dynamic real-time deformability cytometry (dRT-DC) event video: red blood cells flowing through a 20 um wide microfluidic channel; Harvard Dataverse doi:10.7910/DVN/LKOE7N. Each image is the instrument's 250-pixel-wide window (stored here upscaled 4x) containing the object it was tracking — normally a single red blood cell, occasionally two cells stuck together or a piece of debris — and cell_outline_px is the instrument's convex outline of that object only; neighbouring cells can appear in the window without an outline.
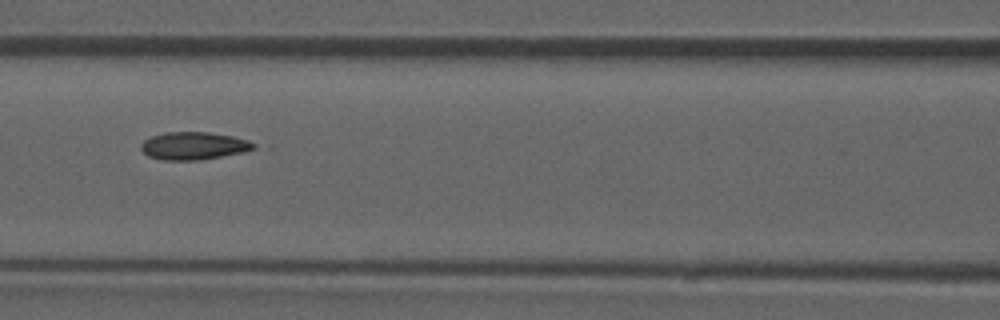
{"species": "common noctule bat (a hibernating species)", "species_latin": "Nyctalus noctula", "temperature_condition": "room temperature", "stored_images_in_passage": 43, "camera_frame_rate_fps": 3000, "um_per_image_px": 0.085, "animal": {"sex": "male", "forearm_length_mm": 52.5}, "frame": {"image": 1, "passage_image": 13, "time_ms": 4.0, "image_size_px": [1000, 320], "cell_outline_px": [[256, 148], [244, 152], [200, 160], [164, 160], [148, 156], [140, 148], [140, 144], [144, 140], [152, 136], [164, 132], [208, 132], [232, 136], [248, 140], [256, 144]], "centroid_in_image_um": [16.46, 12.39], "position_along_channel_um": 150.1, "area_um2": 18.21}, "authors_computed_cell_mechanics": {"area_um2": 17.8024, "velocity_mm_per_s": 3.8543, "shape_relaxation_time_tau1_ms": null, "shape_relaxation_time_tau2_ms": 3.1562, "deformation_change_tau1": null, "deformation_change_tau2": 0.0902}}